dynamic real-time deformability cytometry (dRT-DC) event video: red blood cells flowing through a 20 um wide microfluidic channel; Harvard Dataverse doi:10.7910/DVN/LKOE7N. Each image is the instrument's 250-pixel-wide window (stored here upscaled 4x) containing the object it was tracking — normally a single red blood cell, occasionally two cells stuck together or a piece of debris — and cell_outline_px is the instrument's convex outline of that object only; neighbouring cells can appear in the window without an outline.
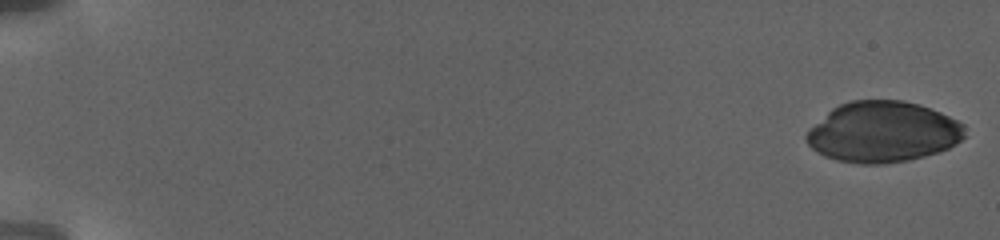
{"species": "human", "species_latin": "Homo sapiens", "temperature_condition": "warm", "stored_images_in_passage": 19, "camera_frame_rate_fps": 3000, "um_per_image_px": 0.085, "donor": {"sex": "female"}, "frame": {"image": 1, "passage_image": 1, "time_ms": 0.0, "image_size_px": [1000, 240], "cell_outline_px": [[964, 136], [960, 140], [948, 148], [924, 156], [908, 160], [884, 164], [860, 164], [836, 160], [824, 156], [812, 148], [808, 144], [804, 136], [832, 108], [840, 104], [852, 100], [904, 100], [920, 104], [940, 112], [964, 124]], "centroid_in_image_um": [75.04, 11.22], "position_along_channel_um": 10.0, "area_um2": 55.78}}
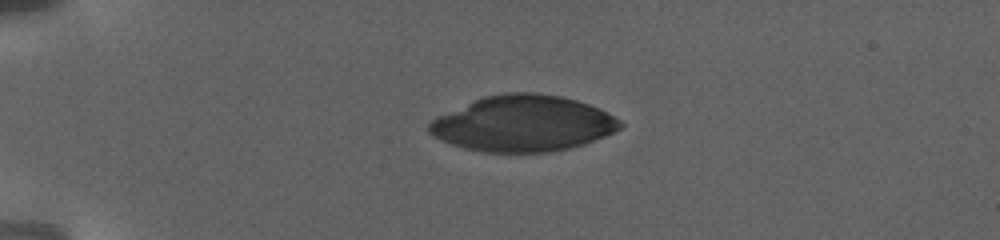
{"frame": {"image": 2, "passage_image": 11, "time_ms": 6.0, "image_size_px": [1000, 240], "cell_outline_px": [[624, 124], [620, 128], [604, 136], [584, 144], [568, 148], [548, 152], [484, 152], [464, 148], [452, 144], [428, 132], [428, 124], [436, 116], [484, 96], [508, 92], [532, 92], [560, 96], [576, 100], [600, 108], [608, 112], [620, 120]], "centroid_in_image_um": [44.46, 10.49], "position_along_channel_um": 40.5, "area_um2": 61.96}}